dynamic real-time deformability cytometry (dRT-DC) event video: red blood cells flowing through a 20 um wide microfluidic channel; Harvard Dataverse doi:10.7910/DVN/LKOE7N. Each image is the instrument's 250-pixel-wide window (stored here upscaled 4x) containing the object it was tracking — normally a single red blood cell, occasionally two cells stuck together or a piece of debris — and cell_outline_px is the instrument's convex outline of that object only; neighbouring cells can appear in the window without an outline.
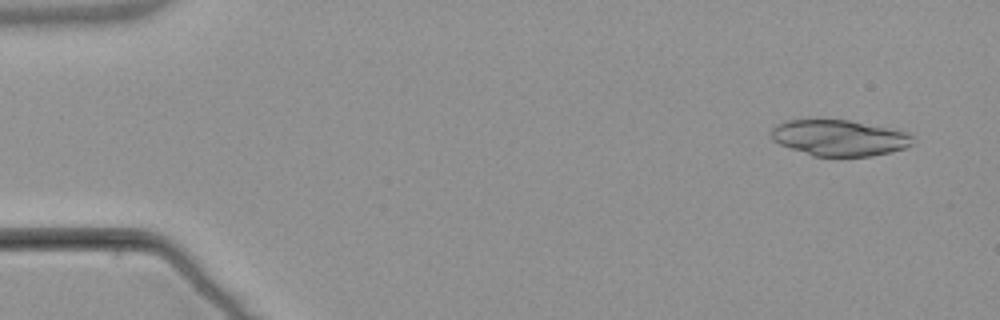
{"species": "common noctule bat (a hibernating species)", "species_latin": "Nyctalus noctula", "temperature_condition": "warm", "stored_images_in_passage": 5, "camera_frame_rate_fps": 3000, "um_per_image_px": 0.085, "animal": {"sex": "male", "body_mass_g": 21.5, "forearm_length_mm": 52.0}, "frame": {"image": 1, "passage_image": 1, "time_ms": 0.0, "image_size_px": [1000, 320], "cell_outline_px": [[912, 144], [904, 148], [892, 152], [872, 156], [812, 156], [780, 144], [772, 140], [768, 136], [772, 124], [784, 120], [848, 120], [908, 132], [912, 136]], "centroid_in_image_um": [71.26, 11.71], "position_along_channel_um": 13.7, "area_um2": 29.88}}